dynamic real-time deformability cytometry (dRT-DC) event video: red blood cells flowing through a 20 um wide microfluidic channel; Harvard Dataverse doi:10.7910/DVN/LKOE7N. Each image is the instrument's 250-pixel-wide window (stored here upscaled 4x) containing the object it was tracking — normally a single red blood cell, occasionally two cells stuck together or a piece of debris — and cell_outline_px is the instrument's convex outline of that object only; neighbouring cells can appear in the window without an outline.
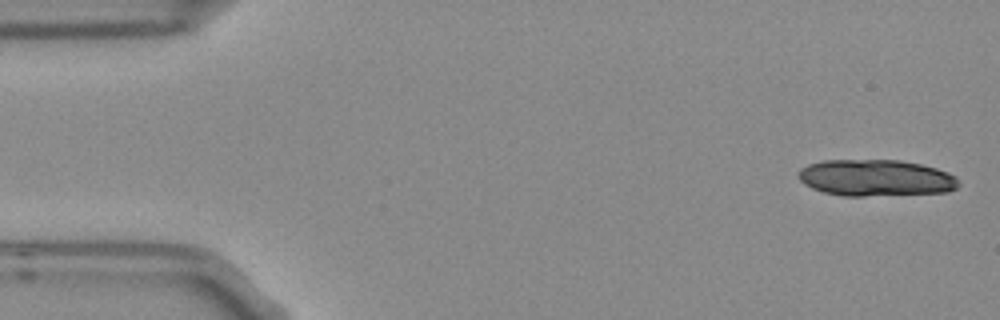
{"species": "Egyptian fruit bat (a non-hibernating species)", "species_latin": "Rousettus aegyptiacus", "temperature_condition": "room temperature", "stored_images_in_passage": 5, "camera_frame_rate_fps": 3000, "um_per_image_px": 0.085, "frame": {"image": 1, "passage_image": 1, "time_ms": 0.0, "image_size_px": [1000, 320], "cell_outline_px": [[960, 184], [956, 188], [948, 192], [864, 196], [844, 196], [824, 192], [812, 188], [804, 184], [796, 176], [800, 168], [808, 164], [824, 160], [900, 160], [920, 164], [936, 168], [948, 172], [956, 176], [960, 180]], "centroid_in_image_um": [74.44, 15.12], "position_along_channel_um": 10.6, "area_um2": 34.39}}